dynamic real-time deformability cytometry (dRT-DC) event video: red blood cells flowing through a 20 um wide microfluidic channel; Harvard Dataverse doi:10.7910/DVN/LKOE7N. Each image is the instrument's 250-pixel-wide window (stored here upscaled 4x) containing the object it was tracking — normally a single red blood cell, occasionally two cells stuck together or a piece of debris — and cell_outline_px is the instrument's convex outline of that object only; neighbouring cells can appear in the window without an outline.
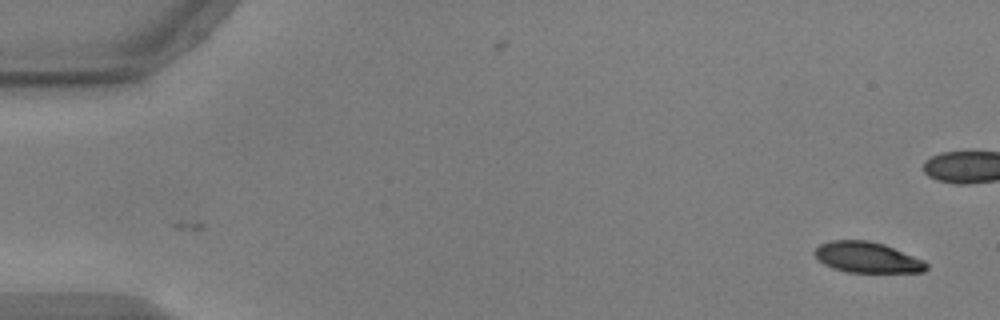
{"species": "common noctule bat (a hibernating species)", "species_latin": "Nyctalus noctula", "temperature_condition": "warm", "stored_images_in_passage": 43, "camera_frame_rate_fps": 3000, "um_per_image_px": 0.085, "animal": {"sex": "male", "body_mass_g": 17.9, "forearm_length_mm": 54.2}, "frame": {"image": 1, "passage_image": 1, "time_ms": 0.0, "image_size_px": [1000, 320], "cell_outline_px": [[928, 268], [924, 272], [848, 272], [832, 268], [816, 260], [812, 252], [820, 244], [832, 240], [868, 240], [884, 244], [924, 260], [928, 264]], "centroid_in_image_um": [73.68, 21.88], "position_along_channel_um": 11.3, "area_um2": 20.17}}
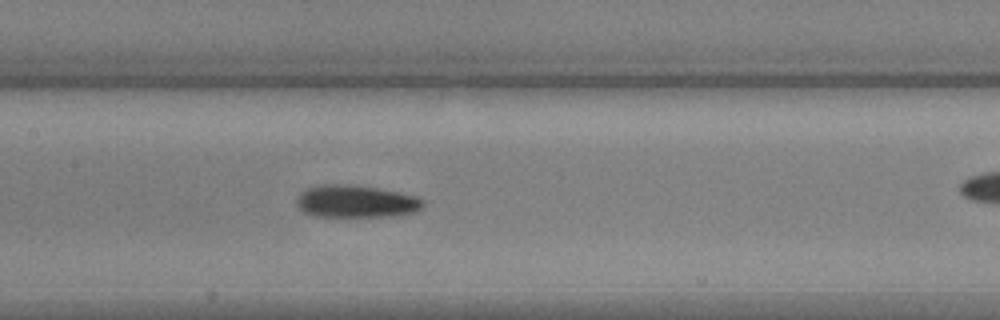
{"frame": {"image": 2, "passage_image": 25, "time_ms": 8.0, "image_size_px": [1000, 320], "cell_outline_px": [[424, 204], [416, 212], [392, 216], [312, 216], [304, 212], [296, 204], [296, 200], [300, 192], [308, 188], [320, 184], [352, 184], [400, 192], [416, 196], [424, 200]], "centroid_in_image_um": [30.25, 17.11], "position_along_channel_um": 177.2, "area_um2": 23.99}}
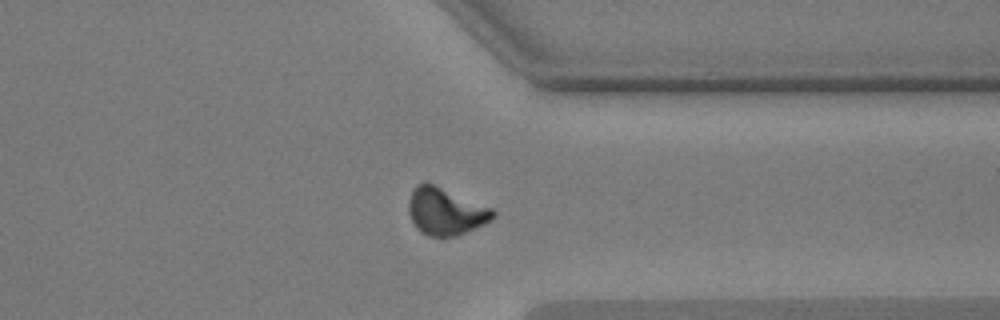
{"frame": {"image": 3, "passage_image": 41, "time_ms": 13.333, "image_size_px": [1000, 320], "cell_outline_px": [[496, 216], [492, 220], [484, 224], [456, 236], [428, 236], [420, 232], [416, 228], [408, 212], [408, 200], [412, 188], [416, 184], [432, 184], [492, 208], [496, 212]], "centroid_in_image_um": [37.86, 17.99], "position_along_channel_um": 373.5, "area_um2": 23.0}}